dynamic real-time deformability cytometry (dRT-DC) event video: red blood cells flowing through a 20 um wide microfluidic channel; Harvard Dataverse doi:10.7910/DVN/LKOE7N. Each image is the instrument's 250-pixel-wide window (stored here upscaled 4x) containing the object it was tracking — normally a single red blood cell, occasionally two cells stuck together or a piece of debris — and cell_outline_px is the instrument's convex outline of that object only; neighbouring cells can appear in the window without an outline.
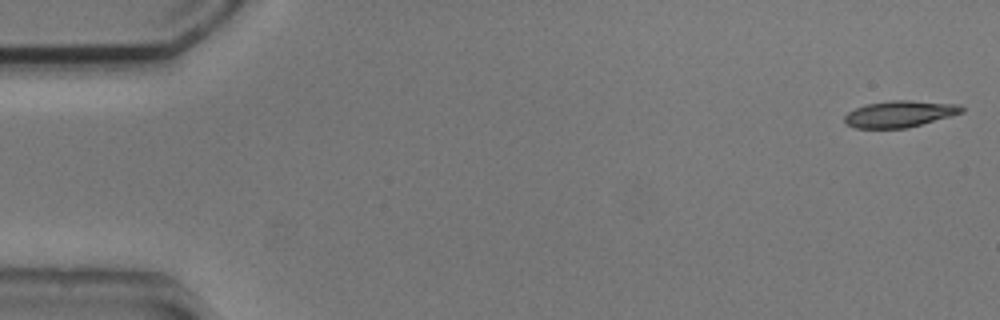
{"species": "common noctule bat (a hibernating species)", "species_latin": "Nyctalus noctula", "temperature_condition": "cold", "stored_images_in_passage": 53, "camera_frame_rate_fps": 3000, "um_per_image_px": 0.085, "animal": {"sex": "male", "body_mass_g": 20.5, "forearm_length_mm": 52.5}, "frame": {"image": 1, "passage_image": 1, "time_ms": 0.0, "image_size_px": [1000, 320], "cell_outline_px": [[964, 112], [908, 128], [856, 128], [844, 124], [844, 116], [848, 112], [856, 108], [868, 104], [892, 100], [912, 100], [960, 104], [964, 108]], "centroid_in_image_um": [76.48, 9.68], "position_along_channel_um": 8.5, "area_um2": 18.15}}
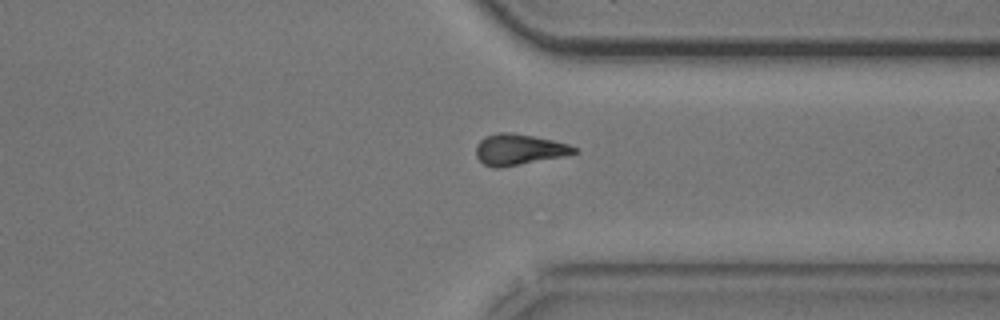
{"frame": {"image": 2, "passage_image": 40, "time_ms": 13.0, "image_size_px": [1000, 320], "cell_outline_px": [[580, 152], [500, 168], [492, 168], [484, 164], [476, 156], [476, 144], [484, 136], [496, 132], [512, 132], [552, 140], [568, 144], [580, 148]], "centroid_in_image_um": [44.08, 12.69], "position_along_channel_um": 367.3, "area_um2": 17.69}}
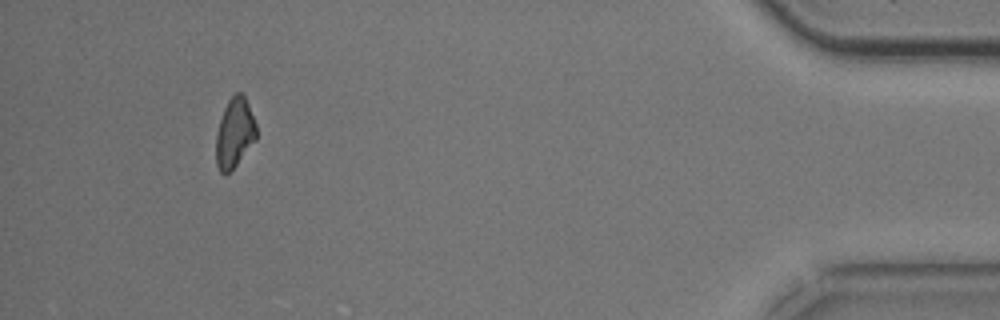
{"frame": {"image": 3, "passage_image": 49, "time_ms": 16.0, "image_size_px": [1000, 320], "cell_outline_px": [[256, 140], [236, 164], [224, 176], [220, 172], [216, 164], [216, 136], [220, 120], [224, 108], [228, 100], [236, 92], [244, 92], [256, 124]], "centroid_in_image_um": [19.94, 11.27], "position_along_channel_um": 415.3, "area_um2": 16.36}, "authors_computed_cell_mechanics": {"area_um2": 18.3226, "velocity_mm_per_s": 3.7951, "shape_relaxation_time_tau1_ms": 3.7107, "shape_relaxation_time_tau2_ms": null, "deformation_change_tau1": 0.1253, "deformation_change_tau2": null}}